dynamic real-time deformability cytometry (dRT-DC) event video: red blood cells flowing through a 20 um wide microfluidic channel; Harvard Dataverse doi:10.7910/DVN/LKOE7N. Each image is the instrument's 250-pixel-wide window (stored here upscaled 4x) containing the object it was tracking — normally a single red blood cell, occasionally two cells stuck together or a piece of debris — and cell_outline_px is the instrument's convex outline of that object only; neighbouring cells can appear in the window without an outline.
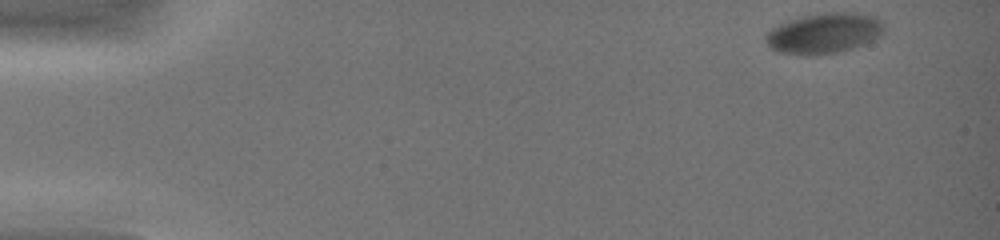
{"species": "common noctule bat (a hibernating species)", "species_latin": "Nyctalus noctula", "temperature_condition": "warm", "stored_images_in_passage": 43, "camera_frame_rate_fps": 3000, "um_per_image_px": 0.085, "animal": {"sex": "female", "body_mass_g": 19.0, "forearm_length_mm": 51.5}, "frame": {"image": 1, "passage_image": 1, "time_ms": 0.0, "image_size_px": [1000, 240], "cell_outline_px": [[884, 32], [872, 40], [864, 44], [852, 48], [836, 52], [812, 56], [804, 56], [776, 52], [764, 40], [768, 32], [772, 28], [788, 20], [800, 16], [824, 12], [856, 12], [876, 16], [884, 24]], "centroid_in_image_um": [70.04, 2.82], "position_along_channel_um": 15.0, "area_um2": 28.21}}
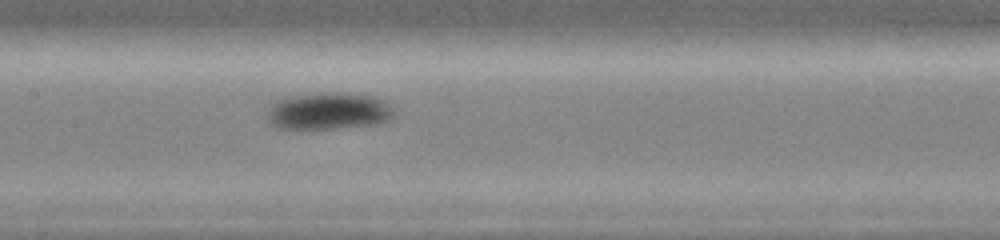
{"frame": {"image": 2, "passage_image": 22, "time_ms": 7.0, "image_size_px": [1000, 240], "cell_outline_px": [[396, 112], [388, 120], [376, 124], [336, 128], [276, 128], [268, 120], [268, 112], [272, 104], [276, 100], [288, 96], [324, 92], [340, 92], [372, 96], [384, 100]], "centroid_in_image_um": [27.93, 9.42], "position_along_channel_um": 179.5, "area_um2": 27.28}}
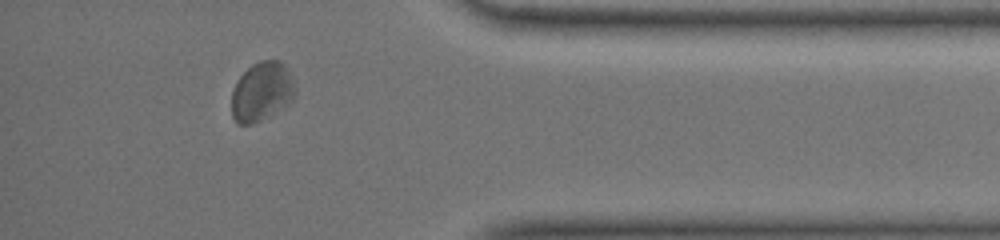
{"frame": {"image": 3, "passage_image": 39, "time_ms": 12.667, "image_size_px": [1000, 240], "cell_outline_px": [[296, 96], [292, 100], [260, 120], [252, 124], [236, 124], [232, 116], [232, 92], [240, 76], [252, 64], [260, 60], [280, 60], [284, 64], [296, 88]], "centroid_in_image_um": [22.24, 7.77], "position_along_channel_um": 413.0, "area_um2": 21.56}, "authors_computed_cell_mechanics": {"area_um2": 26.7614, "velocity_mm_per_s": 4.3113, "shape_relaxation_time_tau1_ms": null, "shape_relaxation_time_tau2_ms": 3.4523, "deformation_change_tau1": null, "deformation_change_tau2": 0.0689}}